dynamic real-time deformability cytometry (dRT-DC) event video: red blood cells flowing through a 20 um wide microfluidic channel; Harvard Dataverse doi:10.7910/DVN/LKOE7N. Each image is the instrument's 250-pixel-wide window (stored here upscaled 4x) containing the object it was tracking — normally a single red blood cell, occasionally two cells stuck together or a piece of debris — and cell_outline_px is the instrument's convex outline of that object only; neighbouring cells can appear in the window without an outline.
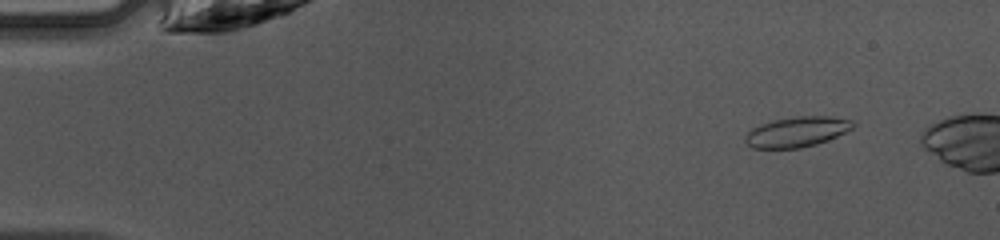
{"species": "common noctule bat (a hibernating species)", "species_latin": "Nyctalus noctula", "temperature_condition": "warm", "stored_images_in_passage": 14, "camera_frame_rate_fps": 3000, "um_per_image_px": 0.085, "animal": {"sex": "female", "body_mass_g": 10.0, "forearm_length_mm": 53.1}, "frame": {"image": 1, "passage_image": 5, "time_ms": 1.333, "image_size_px": [1000, 240], "cell_outline_px": [[856, 124], [852, 128], [828, 140], [816, 144], [800, 148], [752, 148], [744, 140], [744, 136], [752, 128], [772, 120], [796, 116], [832, 116], [852, 120]], "centroid_in_image_um": [67.74, 11.2], "position_along_channel_um": 17.3, "area_um2": 18.96}}